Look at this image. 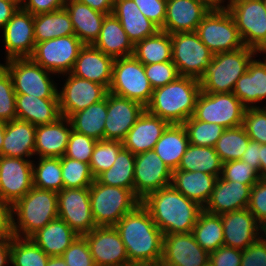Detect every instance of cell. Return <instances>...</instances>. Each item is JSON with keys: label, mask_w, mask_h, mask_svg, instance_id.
Segmentation results:
<instances>
[{"label": "cell", "mask_w": 266, "mask_h": 266, "mask_svg": "<svg viewBox=\"0 0 266 266\" xmlns=\"http://www.w3.org/2000/svg\"><path fill=\"white\" fill-rule=\"evenodd\" d=\"M144 110L141 103L108 92L104 140L122 142Z\"/></svg>", "instance_id": "obj_21"}, {"label": "cell", "mask_w": 266, "mask_h": 266, "mask_svg": "<svg viewBox=\"0 0 266 266\" xmlns=\"http://www.w3.org/2000/svg\"><path fill=\"white\" fill-rule=\"evenodd\" d=\"M249 141L250 138L243 125L235 128H227L217 140L214 149L223 163L241 160Z\"/></svg>", "instance_id": "obj_44"}, {"label": "cell", "mask_w": 266, "mask_h": 266, "mask_svg": "<svg viewBox=\"0 0 266 266\" xmlns=\"http://www.w3.org/2000/svg\"><path fill=\"white\" fill-rule=\"evenodd\" d=\"M19 7L15 1L0 0V30H3Z\"/></svg>", "instance_id": "obj_62"}, {"label": "cell", "mask_w": 266, "mask_h": 266, "mask_svg": "<svg viewBox=\"0 0 266 266\" xmlns=\"http://www.w3.org/2000/svg\"><path fill=\"white\" fill-rule=\"evenodd\" d=\"M49 256L30 238L12 237V266H46Z\"/></svg>", "instance_id": "obj_45"}, {"label": "cell", "mask_w": 266, "mask_h": 266, "mask_svg": "<svg viewBox=\"0 0 266 266\" xmlns=\"http://www.w3.org/2000/svg\"><path fill=\"white\" fill-rule=\"evenodd\" d=\"M200 91L199 79L179 76L167 85L154 89L145 110L169 124H183L193 116Z\"/></svg>", "instance_id": "obj_3"}, {"label": "cell", "mask_w": 266, "mask_h": 266, "mask_svg": "<svg viewBox=\"0 0 266 266\" xmlns=\"http://www.w3.org/2000/svg\"><path fill=\"white\" fill-rule=\"evenodd\" d=\"M169 123L146 110L138 117L122 141L134 155L153 150Z\"/></svg>", "instance_id": "obj_26"}, {"label": "cell", "mask_w": 266, "mask_h": 266, "mask_svg": "<svg viewBox=\"0 0 266 266\" xmlns=\"http://www.w3.org/2000/svg\"><path fill=\"white\" fill-rule=\"evenodd\" d=\"M262 105L245 109L243 126L250 140L266 144V105Z\"/></svg>", "instance_id": "obj_50"}, {"label": "cell", "mask_w": 266, "mask_h": 266, "mask_svg": "<svg viewBox=\"0 0 266 266\" xmlns=\"http://www.w3.org/2000/svg\"><path fill=\"white\" fill-rule=\"evenodd\" d=\"M61 256L67 266H96L84 236H77Z\"/></svg>", "instance_id": "obj_54"}, {"label": "cell", "mask_w": 266, "mask_h": 266, "mask_svg": "<svg viewBox=\"0 0 266 266\" xmlns=\"http://www.w3.org/2000/svg\"><path fill=\"white\" fill-rule=\"evenodd\" d=\"M222 167L223 162L214 147L189 144L176 170L191 172L200 171L220 177L222 174Z\"/></svg>", "instance_id": "obj_39"}, {"label": "cell", "mask_w": 266, "mask_h": 266, "mask_svg": "<svg viewBox=\"0 0 266 266\" xmlns=\"http://www.w3.org/2000/svg\"><path fill=\"white\" fill-rule=\"evenodd\" d=\"M46 266H67L62 256L49 257Z\"/></svg>", "instance_id": "obj_67"}, {"label": "cell", "mask_w": 266, "mask_h": 266, "mask_svg": "<svg viewBox=\"0 0 266 266\" xmlns=\"http://www.w3.org/2000/svg\"><path fill=\"white\" fill-rule=\"evenodd\" d=\"M260 144L256 141L250 140L247 149L241 157V161L250 164L260 174Z\"/></svg>", "instance_id": "obj_61"}, {"label": "cell", "mask_w": 266, "mask_h": 266, "mask_svg": "<svg viewBox=\"0 0 266 266\" xmlns=\"http://www.w3.org/2000/svg\"><path fill=\"white\" fill-rule=\"evenodd\" d=\"M144 70L153 90L167 85L180 76L172 61L144 64Z\"/></svg>", "instance_id": "obj_53"}, {"label": "cell", "mask_w": 266, "mask_h": 266, "mask_svg": "<svg viewBox=\"0 0 266 266\" xmlns=\"http://www.w3.org/2000/svg\"><path fill=\"white\" fill-rule=\"evenodd\" d=\"M16 93L13 88L11 75L2 66L0 68V120L10 122L17 119Z\"/></svg>", "instance_id": "obj_49"}, {"label": "cell", "mask_w": 266, "mask_h": 266, "mask_svg": "<svg viewBox=\"0 0 266 266\" xmlns=\"http://www.w3.org/2000/svg\"><path fill=\"white\" fill-rule=\"evenodd\" d=\"M58 195V218L64 220L79 236L95 227L90 206L89 187L62 189Z\"/></svg>", "instance_id": "obj_15"}, {"label": "cell", "mask_w": 266, "mask_h": 266, "mask_svg": "<svg viewBox=\"0 0 266 266\" xmlns=\"http://www.w3.org/2000/svg\"><path fill=\"white\" fill-rule=\"evenodd\" d=\"M201 1L206 3L212 9H222V8H226L227 5H225L224 2L228 0H201Z\"/></svg>", "instance_id": "obj_66"}, {"label": "cell", "mask_w": 266, "mask_h": 266, "mask_svg": "<svg viewBox=\"0 0 266 266\" xmlns=\"http://www.w3.org/2000/svg\"><path fill=\"white\" fill-rule=\"evenodd\" d=\"M11 240L12 238L0 239V266L11 263Z\"/></svg>", "instance_id": "obj_64"}, {"label": "cell", "mask_w": 266, "mask_h": 266, "mask_svg": "<svg viewBox=\"0 0 266 266\" xmlns=\"http://www.w3.org/2000/svg\"><path fill=\"white\" fill-rule=\"evenodd\" d=\"M57 203L56 192L33 186L11 206L13 236L30 238L47 223L58 218Z\"/></svg>", "instance_id": "obj_4"}, {"label": "cell", "mask_w": 266, "mask_h": 266, "mask_svg": "<svg viewBox=\"0 0 266 266\" xmlns=\"http://www.w3.org/2000/svg\"><path fill=\"white\" fill-rule=\"evenodd\" d=\"M189 143L195 146L214 147L225 128L215 123L196 120L193 116L183 123Z\"/></svg>", "instance_id": "obj_46"}, {"label": "cell", "mask_w": 266, "mask_h": 266, "mask_svg": "<svg viewBox=\"0 0 266 266\" xmlns=\"http://www.w3.org/2000/svg\"><path fill=\"white\" fill-rule=\"evenodd\" d=\"M17 119L34 126L55 122L61 117L58 98H38L33 95L16 94Z\"/></svg>", "instance_id": "obj_31"}, {"label": "cell", "mask_w": 266, "mask_h": 266, "mask_svg": "<svg viewBox=\"0 0 266 266\" xmlns=\"http://www.w3.org/2000/svg\"><path fill=\"white\" fill-rule=\"evenodd\" d=\"M189 144L188 134L184 125L169 124L156 142L153 150L174 171L178 168Z\"/></svg>", "instance_id": "obj_36"}, {"label": "cell", "mask_w": 266, "mask_h": 266, "mask_svg": "<svg viewBox=\"0 0 266 266\" xmlns=\"http://www.w3.org/2000/svg\"><path fill=\"white\" fill-rule=\"evenodd\" d=\"M251 189L252 186L236 181H226L220 176L204 210L211 214L222 215L248 208Z\"/></svg>", "instance_id": "obj_24"}, {"label": "cell", "mask_w": 266, "mask_h": 266, "mask_svg": "<svg viewBox=\"0 0 266 266\" xmlns=\"http://www.w3.org/2000/svg\"><path fill=\"white\" fill-rule=\"evenodd\" d=\"M242 250L221 246L210 252L209 264L211 266H240Z\"/></svg>", "instance_id": "obj_58"}, {"label": "cell", "mask_w": 266, "mask_h": 266, "mask_svg": "<svg viewBox=\"0 0 266 266\" xmlns=\"http://www.w3.org/2000/svg\"><path fill=\"white\" fill-rule=\"evenodd\" d=\"M209 258L192 232L164 235L160 266H206Z\"/></svg>", "instance_id": "obj_20"}, {"label": "cell", "mask_w": 266, "mask_h": 266, "mask_svg": "<svg viewBox=\"0 0 266 266\" xmlns=\"http://www.w3.org/2000/svg\"><path fill=\"white\" fill-rule=\"evenodd\" d=\"M246 107L231 93H207L200 91L193 117L196 120L227 128L243 125Z\"/></svg>", "instance_id": "obj_11"}, {"label": "cell", "mask_w": 266, "mask_h": 266, "mask_svg": "<svg viewBox=\"0 0 266 266\" xmlns=\"http://www.w3.org/2000/svg\"><path fill=\"white\" fill-rule=\"evenodd\" d=\"M91 7L94 10L105 14H111L113 12V6L115 0H78Z\"/></svg>", "instance_id": "obj_63"}, {"label": "cell", "mask_w": 266, "mask_h": 266, "mask_svg": "<svg viewBox=\"0 0 266 266\" xmlns=\"http://www.w3.org/2000/svg\"><path fill=\"white\" fill-rule=\"evenodd\" d=\"M248 210L260 225L266 222V179L252 186Z\"/></svg>", "instance_id": "obj_55"}, {"label": "cell", "mask_w": 266, "mask_h": 266, "mask_svg": "<svg viewBox=\"0 0 266 266\" xmlns=\"http://www.w3.org/2000/svg\"><path fill=\"white\" fill-rule=\"evenodd\" d=\"M108 91L146 107L151 100L153 88L145 74L144 64L131 55L114 59Z\"/></svg>", "instance_id": "obj_8"}, {"label": "cell", "mask_w": 266, "mask_h": 266, "mask_svg": "<svg viewBox=\"0 0 266 266\" xmlns=\"http://www.w3.org/2000/svg\"><path fill=\"white\" fill-rule=\"evenodd\" d=\"M172 170L154 150L135 155L134 194L142 200L147 194L171 185Z\"/></svg>", "instance_id": "obj_16"}, {"label": "cell", "mask_w": 266, "mask_h": 266, "mask_svg": "<svg viewBox=\"0 0 266 266\" xmlns=\"http://www.w3.org/2000/svg\"><path fill=\"white\" fill-rule=\"evenodd\" d=\"M112 13L119 19L133 45L160 30L144 16L134 0H115Z\"/></svg>", "instance_id": "obj_30"}, {"label": "cell", "mask_w": 266, "mask_h": 266, "mask_svg": "<svg viewBox=\"0 0 266 266\" xmlns=\"http://www.w3.org/2000/svg\"><path fill=\"white\" fill-rule=\"evenodd\" d=\"M135 155L122 148L112 167L102 172L96 180L104 185L130 189L134 193Z\"/></svg>", "instance_id": "obj_41"}, {"label": "cell", "mask_w": 266, "mask_h": 266, "mask_svg": "<svg viewBox=\"0 0 266 266\" xmlns=\"http://www.w3.org/2000/svg\"><path fill=\"white\" fill-rule=\"evenodd\" d=\"M70 35H75V32L65 8L34 15L35 43Z\"/></svg>", "instance_id": "obj_37"}, {"label": "cell", "mask_w": 266, "mask_h": 266, "mask_svg": "<svg viewBox=\"0 0 266 266\" xmlns=\"http://www.w3.org/2000/svg\"><path fill=\"white\" fill-rule=\"evenodd\" d=\"M211 9L201 0H167L161 31L169 34L196 32L199 23Z\"/></svg>", "instance_id": "obj_22"}, {"label": "cell", "mask_w": 266, "mask_h": 266, "mask_svg": "<svg viewBox=\"0 0 266 266\" xmlns=\"http://www.w3.org/2000/svg\"><path fill=\"white\" fill-rule=\"evenodd\" d=\"M77 236L79 235L64 220L56 218L33 234L30 239L52 257L61 256Z\"/></svg>", "instance_id": "obj_35"}, {"label": "cell", "mask_w": 266, "mask_h": 266, "mask_svg": "<svg viewBox=\"0 0 266 266\" xmlns=\"http://www.w3.org/2000/svg\"><path fill=\"white\" fill-rule=\"evenodd\" d=\"M83 236L86 238L96 266L129 264L124 243L114 226L95 227Z\"/></svg>", "instance_id": "obj_19"}, {"label": "cell", "mask_w": 266, "mask_h": 266, "mask_svg": "<svg viewBox=\"0 0 266 266\" xmlns=\"http://www.w3.org/2000/svg\"><path fill=\"white\" fill-rule=\"evenodd\" d=\"M224 246L244 250L261 237V225L248 208L220 215Z\"/></svg>", "instance_id": "obj_23"}, {"label": "cell", "mask_w": 266, "mask_h": 266, "mask_svg": "<svg viewBox=\"0 0 266 266\" xmlns=\"http://www.w3.org/2000/svg\"><path fill=\"white\" fill-rule=\"evenodd\" d=\"M66 0H22L20 7L32 15L48 13L64 8Z\"/></svg>", "instance_id": "obj_59"}, {"label": "cell", "mask_w": 266, "mask_h": 266, "mask_svg": "<svg viewBox=\"0 0 266 266\" xmlns=\"http://www.w3.org/2000/svg\"><path fill=\"white\" fill-rule=\"evenodd\" d=\"M67 10L75 35L85 44H93L101 31L102 23L107 14L92 9L78 0H66Z\"/></svg>", "instance_id": "obj_32"}, {"label": "cell", "mask_w": 266, "mask_h": 266, "mask_svg": "<svg viewBox=\"0 0 266 266\" xmlns=\"http://www.w3.org/2000/svg\"><path fill=\"white\" fill-rule=\"evenodd\" d=\"M196 33L213 54L245 46L234 18L226 8L211 9L199 23Z\"/></svg>", "instance_id": "obj_10"}, {"label": "cell", "mask_w": 266, "mask_h": 266, "mask_svg": "<svg viewBox=\"0 0 266 266\" xmlns=\"http://www.w3.org/2000/svg\"><path fill=\"white\" fill-rule=\"evenodd\" d=\"M107 117V95L98 103L74 113L70 118L72 130L96 141L104 140V127Z\"/></svg>", "instance_id": "obj_38"}, {"label": "cell", "mask_w": 266, "mask_h": 266, "mask_svg": "<svg viewBox=\"0 0 266 266\" xmlns=\"http://www.w3.org/2000/svg\"><path fill=\"white\" fill-rule=\"evenodd\" d=\"M260 177L266 179V144H260Z\"/></svg>", "instance_id": "obj_65"}, {"label": "cell", "mask_w": 266, "mask_h": 266, "mask_svg": "<svg viewBox=\"0 0 266 266\" xmlns=\"http://www.w3.org/2000/svg\"><path fill=\"white\" fill-rule=\"evenodd\" d=\"M1 37L5 60L30 57L35 47L34 15L21 7L4 26Z\"/></svg>", "instance_id": "obj_18"}, {"label": "cell", "mask_w": 266, "mask_h": 266, "mask_svg": "<svg viewBox=\"0 0 266 266\" xmlns=\"http://www.w3.org/2000/svg\"><path fill=\"white\" fill-rule=\"evenodd\" d=\"M124 243L129 263L160 265L164 234L140 203L114 226Z\"/></svg>", "instance_id": "obj_1"}, {"label": "cell", "mask_w": 266, "mask_h": 266, "mask_svg": "<svg viewBox=\"0 0 266 266\" xmlns=\"http://www.w3.org/2000/svg\"><path fill=\"white\" fill-rule=\"evenodd\" d=\"M258 52L249 47L213 55L211 63L199 79L201 91L207 93H231L236 81L247 71Z\"/></svg>", "instance_id": "obj_5"}, {"label": "cell", "mask_w": 266, "mask_h": 266, "mask_svg": "<svg viewBox=\"0 0 266 266\" xmlns=\"http://www.w3.org/2000/svg\"><path fill=\"white\" fill-rule=\"evenodd\" d=\"M89 198L96 227L115 226L141 203L130 189L104 185L96 179L89 187Z\"/></svg>", "instance_id": "obj_6"}, {"label": "cell", "mask_w": 266, "mask_h": 266, "mask_svg": "<svg viewBox=\"0 0 266 266\" xmlns=\"http://www.w3.org/2000/svg\"><path fill=\"white\" fill-rule=\"evenodd\" d=\"M65 83L57 91L61 116L70 118L74 113L106 98L108 89L96 82L82 79L71 73L63 74Z\"/></svg>", "instance_id": "obj_14"}, {"label": "cell", "mask_w": 266, "mask_h": 266, "mask_svg": "<svg viewBox=\"0 0 266 266\" xmlns=\"http://www.w3.org/2000/svg\"><path fill=\"white\" fill-rule=\"evenodd\" d=\"M240 266H266V240L260 237L242 250Z\"/></svg>", "instance_id": "obj_57"}, {"label": "cell", "mask_w": 266, "mask_h": 266, "mask_svg": "<svg viewBox=\"0 0 266 266\" xmlns=\"http://www.w3.org/2000/svg\"><path fill=\"white\" fill-rule=\"evenodd\" d=\"M261 237L266 240V222L261 225Z\"/></svg>", "instance_id": "obj_70"}, {"label": "cell", "mask_w": 266, "mask_h": 266, "mask_svg": "<svg viewBox=\"0 0 266 266\" xmlns=\"http://www.w3.org/2000/svg\"><path fill=\"white\" fill-rule=\"evenodd\" d=\"M226 9L233 16L246 47L266 53V8L263 0H228Z\"/></svg>", "instance_id": "obj_9"}, {"label": "cell", "mask_w": 266, "mask_h": 266, "mask_svg": "<svg viewBox=\"0 0 266 266\" xmlns=\"http://www.w3.org/2000/svg\"><path fill=\"white\" fill-rule=\"evenodd\" d=\"M33 160L0 156V198L11 206L33 187Z\"/></svg>", "instance_id": "obj_17"}, {"label": "cell", "mask_w": 266, "mask_h": 266, "mask_svg": "<svg viewBox=\"0 0 266 266\" xmlns=\"http://www.w3.org/2000/svg\"><path fill=\"white\" fill-rule=\"evenodd\" d=\"M5 126H6V122H3L0 120V153H1L2 144L4 141V136H5Z\"/></svg>", "instance_id": "obj_68"}, {"label": "cell", "mask_w": 266, "mask_h": 266, "mask_svg": "<svg viewBox=\"0 0 266 266\" xmlns=\"http://www.w3.org/2000/svg\"><path fill=\"white\" fill-rule=\"evenodd\" d=\"M122 148L123 144L120 141L99 140L96 142L90 159V169L95 179L112 167Z\"/></svg>", "instance_id": "obj_48"}, {"label": "cell", "mask_w": 266, "mask_h": 266, "mask_svg": "<svg viewBox=\"0 0 266 266\" xmlns=\"http://www.w3.org/2000/svg\"><path fill=\"white\" fill-rule=\"evenodd\" d=\"M96 142L95 139L72 130L64 156L90 164Z\"/></svg>", "instance_id": "obj_52"}, {"label": "cell", "mask_w": 266, "mask_h": 266, "mask_svg": "<svg viewBox=\"0 0 266 266\" xmlns=\"http://www.w3.org/2000/svg\"><path fill=\"white\" fill-rule=\"evenodd\" d=\"M3 67L11 75L16 94L33 95L38 98H58V85L54 73L44 69L30 57L5 60Z\"/></svg>", "instance_id": "obj_7"}, {"label": "cell", "mask_w": 266, "mask_h": 266, "mask_svg": "<svg viewBox=\"0 0 266 266\" xmlns=\"http://www.w3.org/2000/svg\"><path fill=\"white\" fill-rule=\"evenodd\" d=\"M84 45L76 35L57 37L36 43L30 58L59 78L71 72Z\"/></svg>", "instance_id": "obj_13"}, {"label": "cell", "mask_w": 266, "mask_h": 266, "mask_svg": "<svg viewBox=\"0 0 266 266\" xmlns=\"http://www.w3.org/2000/svg\"><path fill=\"white\" fill-rule=\"evenodd\" d=\"M196 242L209 253L224 246L221 216L203 210L192 231Z\"/></svg>", "instance_id": "obj_42"}, {"label": "cell", "mask_w": 266, "mask_h": 266, "mask_svg": "<svg viewBox=\"0 0 266 266\" xmlns=\"http://www.w3.org/2000/svg\"><path fill=\"white\" fill-rule=\"evenodd\" d=\"M92 45L114 59L134 53V45L113 13L105 16L99 36Z\"/></svg>", "instance_id": "obj_33"}, {"label": "cell", "mask_w": 266, "mask_h": 266, "mask_svg": "<svg viewBox=\"0 0 266 266\" xmlns=\"http://www.w3.org/2000/svg\"><path fill=\"white\" fill-rule=\"evenodd\" d=\"M124 266H160L157 264H144V263H129Z\"/></svg>", "instance_id": "obj_69"}, {"label": "cell", "mask_w": 266, "mask_h": 266, "mask_svg": "<svg viewBox=\"0 0 266 266\" xmlns=\"http://www.w3.org/2000/svg\"><path fill=\"white\" fill-rule=\"evenodd\" d=\"M172 62L180 76L200 79L211 63L213 53L196 32L171 34Z\"/></svg>", "instance_id": "obj_12"}, {"label": "cell", "mask_w": 266, "mask_h": 266, "mask_svg": "<svg viewBox=\"0 0 266 266\" xmlns=\"http://www.w3.org/2000/svg\"><path fill=\"white\" fill-rule=\"evenodd\" d=\"M133 56L143 64L172 61L171 34L159 30L134 45Z\"/></svg>", "instance_id": "obj_40"}, {"label": "cell", "mask_w": 266, "mask_h": 266, "mask_svg": "<svg viewBox=\"0 0 266 266\" xmlns=\"http://www.w3.org/2000/svg\"><path fill=\"white\" fill-rule=\"evenodd\" d=\"M263 57V61L252 59L233 89L232 93L246 108L258 107L266 99V56Z\"/></svg>", "instance_id": "obj_28"}, {"label": "cell", "mask_w": 266, "mask_h": 266, "mask_svg": "<svg viewBox=\"0 0 266 266\" xmlns=\"http://www.w3.org/2000/svg\"><path fill=\"white\" fill-rule=\"evenodd\" d=\"M139 10L160 30L166 17L167 0H134Z\"/></svg>", "instance_id": "obj_56"}, {"label": "cell", "mask_w": 266, "mask_h": 266, "mask_svg": "<svg viewBox=\"0 0 266 266\" xmlns=\"http://www.w3.org/2000/svg\"><path fill=\"white\" fill-rule=\"evenodd\" d=\"M36 126L20 119L6 122L0 156L29 159L34 156Z\"/></svg>", "instance_id": "obj_29"}, {"label": "cell", "mask_w": 266, "mask_h": 266, "mask_svg": "<svg viewBox=\"0 0 266 266\" xmlns=\"http://www.w3.org/2000/svg\"><path fill=\"white\" fill-rule=\"evenodd\" d=\"M71 131V122L65 116H61L55 122L36 126L34 156L37 158L64 156Z\"/></svg>", "instance_id": "obj_27"}, {"label": "cell", "mask_w": 266, "mask_h": 266, "mask_svg": "<svg viewBox=\"0 0 266 266\" xmlns=\"http://www.w3.org/2000/svg\"><path fill=\"white\" fill-rule=\"evenodd\" d=\"M114 58L104 54L92 44L84 45L74 63L71 74L96 82L109 89Z\"/></svg>", "instance_id": "obj_25"}, {"label": "cell", "mask_w": 266, "mask_h": 266, "mask_svg": "<svg viewBox=\"0 0 266 266\" xmlns=\"http://www.w3.org/2000/svg\"><path fill=\"white\" fill-rule=\"evenodd\" d=\"M10 1H15L19 6L21 5L22 0H10Z\"/></svg>", "instance_id": "obj_71"}, {"label": "cell", "mask_w": 266, "mask_h": 266, "mask_svg": "<svg viewBox=\"0 0 266 266\" xmlns=\"http://www.w3.org/2000/svg\"><path fill=\"white\" fill-rule=\"evenodd\" d=\"M218 177L200 171H172L171 185L203 208L208 203Z\"/></svg>", "instance_id": "obj_34"}, {"label": "cell", "mask_w": 266, "mask_h": 266, "mask_svg": "<svg viewBox=\"0 0 266 266\" xmlns=\"http://www.w3.org/2000/svg\"><path fill=\"white\" fill-rule=\"evenodd\" d=\"M141 204L164 235L191 233L204 208L172 185L147 194Z\"/></svg>", "instance_id": "obj_2"}, {"label": "cell", "mask_w": 266, "mask_h": 266, "mask_svg": "<svg viewBox=\"0 0 266 266\" xmlns=\"http://www.w3.org/2000/svg\"><path fill=\"white\" fill-rule=\"evenodd\" d=\"M64 189L90 187L95 178L90 164L83 163L65 156L60 158Z\"/></svg>", "instance_id": "obj_47"}, {"label": "cell", "mask_w": 266, "mask_h": 266, "mask_svg": "<svg viewBox=\"0 0 266 266\" xmlns=\"http://www.w3.org/2000/svg\"><path fill=\"white\" fill-rule=\"evenodd\" d=\"M33 160V186L39 189L59 193L63 188L62 167L60 158H37Z\"/></svg>", "instance_id": "obj_43"}, {"label": "cell", "mask_w": 266, "mask_h": 266, "mask_svg": "<svg viewBox=\"0 0 266 266\" xmlns=\"http://www.w3.org/2000/svg\"><path fill=\"white\" fill-rule=\"evenodd\" d=\"M12 237L11 205L0 198V239Z\"/></svg>", "instance_id": "obj_60"}, {"label": "cell", "mask_w": 266, "mask_h": 266, "mask_svg": "<svg viewBox=\"0 0 266 266\" xmlns=\"http://www.w3.org/2000/svg\"><path fill=\"white\" fill-rule=\"evenodd\" d=\"M221 177L226 181H236L249 186L255 185L261 179L255 168L241 160L223 163Z\"/></svg>", "instance_id": "obj_51"}]
</instances>
